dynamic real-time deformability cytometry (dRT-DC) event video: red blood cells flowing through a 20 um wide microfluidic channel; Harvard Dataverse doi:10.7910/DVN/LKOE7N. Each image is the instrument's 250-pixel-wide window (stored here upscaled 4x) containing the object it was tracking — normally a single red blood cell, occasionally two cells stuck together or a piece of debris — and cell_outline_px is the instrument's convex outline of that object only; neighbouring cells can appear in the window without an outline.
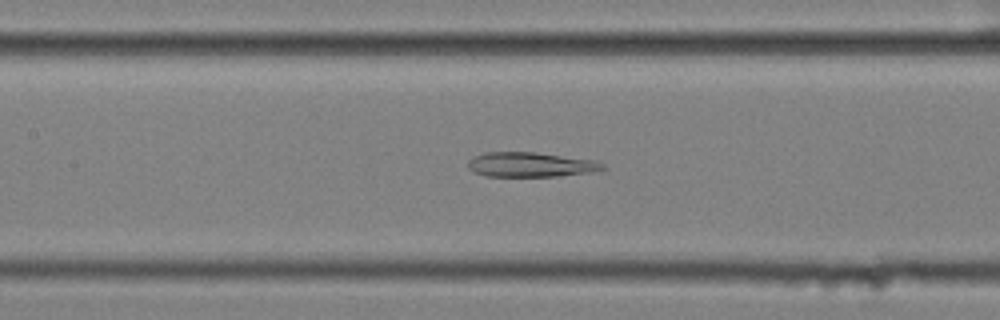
{"species": "common noctule bat (a hibernating species)", "species_latin": "Nyctalus noctula", "temperature_condition": "cold", "stored_images_in_passage": 42, "camera_frame_rate_fps": 3000, "um_per_image_px": 0.085, "animal": {"sex": "female", "body_mass_g": 25.1}, "frame": {"image": 1, "passage_image": 22, "time_ms": 7.0, "image_size_px": [1000, 320], "cell_outline_px": [[604, 168], [592, 172], [556, 176], [488, 176], [476, 172], [468, 168], [468, 160], [484, 152], [536, 152], [596, 160], [604, 164]], "centroid_in_image_um": [45.11, 13.98], "position_along_channel_um": 162.3, "area_um2": 19.25}}
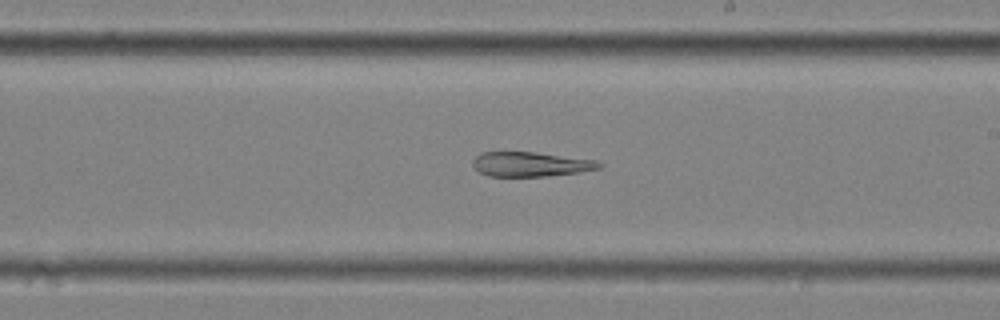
{"frame": {"image": 2, "passage_image": 29, "time_ms": 9.333, "image_size_px": [1000, 320], "cell_outline_px": [[604, 164], [600, 168], [576, 172], [544, 176], [488, 176], [480, 172], [472, 164], [472, 160], [480, 152], [532, 152], [596, 160]], "centroid_in_image_um": [45.07, 13.95], "position_along_channel_um": 243.9, "area_um2": 17.86}}
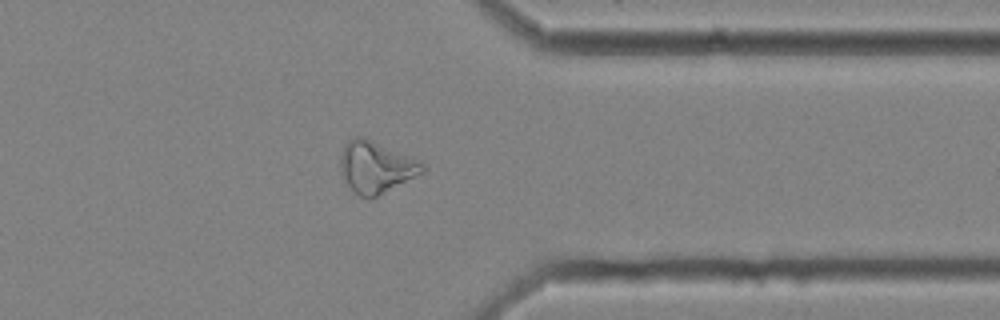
{"frame": {"image": 3, "passage_image": 41, "time_ms": 13.333, "image_size_px": [1000, 320], "cell_outline_px": [[428, 168], [424, 172], [376, 196], [360, 196], [348, 184], [340, 168], [340, 156], [344, 144], [348, 140], [356, 136], [364, 136], [424, 160]], "centroid_in_image_um": [32.03, 14.12], "position_along_channel_um": 379.4, "area_um2": 24.85}}